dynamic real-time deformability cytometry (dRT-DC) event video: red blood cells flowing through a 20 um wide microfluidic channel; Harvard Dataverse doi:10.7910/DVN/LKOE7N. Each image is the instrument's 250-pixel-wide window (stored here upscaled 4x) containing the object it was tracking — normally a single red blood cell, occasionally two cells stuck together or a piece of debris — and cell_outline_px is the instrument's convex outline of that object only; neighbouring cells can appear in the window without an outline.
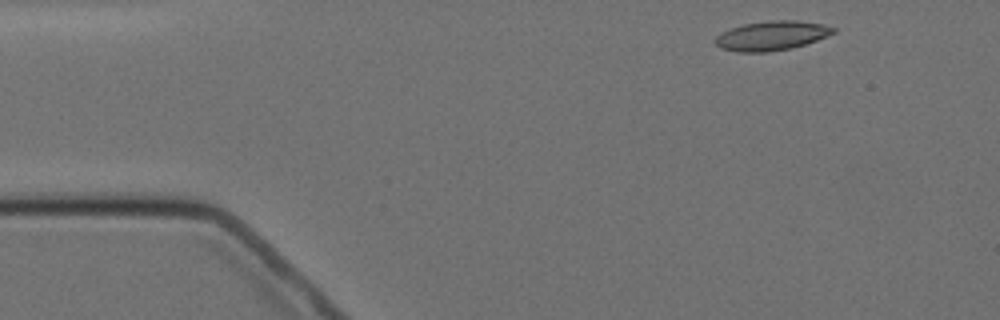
{"species": "Egyptian fruit bat (a non-hibernating species)", "species_latin": "Rousettus aegyptiacus", "temperature_condition": "cold", "stored_images_in_passage": 6, "camera_frame_rate_fps": 3000, "um_per_image_px": 0.085, "animal": {"sex": "female"}, "frame": {"image": 1, "passage_image": 1, "time_ms": 0.0, "image_size_px": [1000, 320], "cell_outline_px": [[836, 32], [828, 36], [792, 48], [768, 52], [736, 52], [720, 48], [716, 44], [716, 36], [720, 32], [744, 24], [772, 20], [796, 20], [824, 24], [836, 28]], "centroid_in_image_um": [65.6, 3.03], "position_along_channel_um": 19.4, "area_um2": 20.23}}
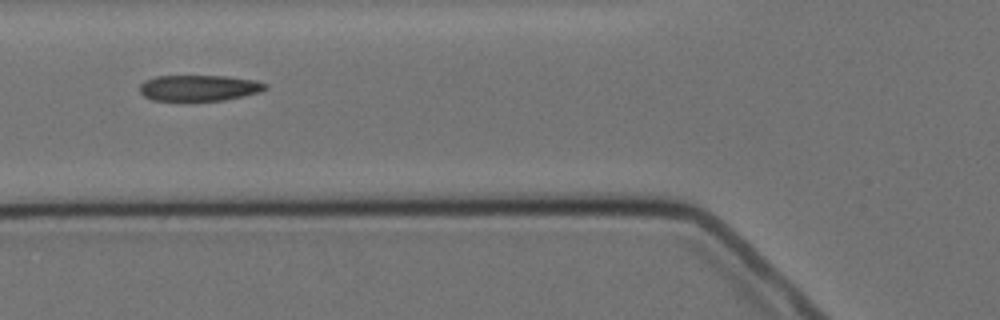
{"frame": {"image": 2, "passage_image": 5, "time_ms": 4.667, "image_size_px": [1000, 320], "cell_outline_px": [[268, 88], [260, 92], [224, 100], [152, 100], [144, 96], [140, 92], [140, 84], [144, 80], [156, 76], [224, 76], [252, 80], [268, 84]], "centroid_in_image_um": [16.9, 7.47], "position_along_channel_um": 108.9, "area_um2": 18.84}}
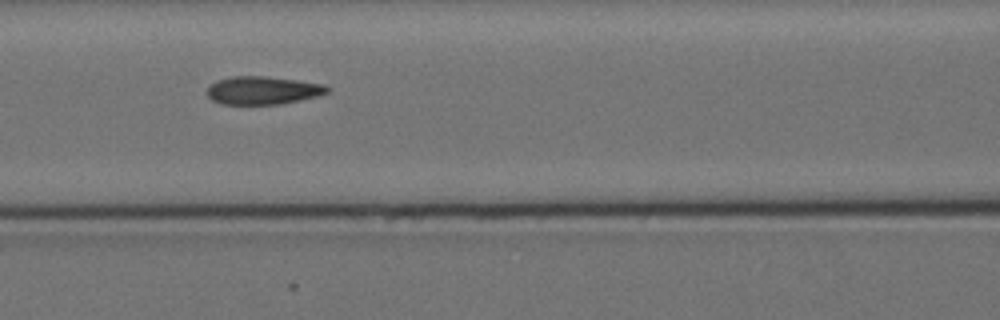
{"frame": {"image": 3, "passage_image": 6, "time_ms": 5.667, "image_size_px": [1000, 320], "cell_outline_px": [[328, 92], [316, 96], [280, 104], [220, 104], [212, 100], [208, 96], [208, 84], [216, 80], [232, 76], [264, 76], [296, 80], [324, 84], [328, 88]], "centroid_in_image_um": [22.28, 7.67], "position_along_channel_um": 144.3, "area_um2": 19.54}}